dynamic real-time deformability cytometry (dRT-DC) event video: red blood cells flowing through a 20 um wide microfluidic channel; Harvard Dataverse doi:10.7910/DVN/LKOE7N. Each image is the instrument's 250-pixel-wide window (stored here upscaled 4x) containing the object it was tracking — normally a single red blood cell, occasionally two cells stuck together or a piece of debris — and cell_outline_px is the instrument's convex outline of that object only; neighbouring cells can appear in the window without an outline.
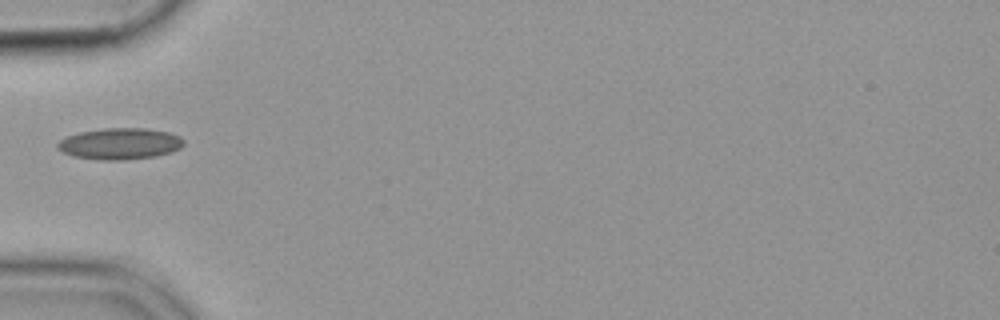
{"species": "common noctule bat (a hibernating species)", "species_latin": "Nyctalus noctula", "temperature_condition": "cold", "stored_images_in_passage": 37, "camera_frame_rate_fps": 3000, "um_per_image_px": 0.085, "animal": {"sex": "female", "body_mass_g": 19.9}, "frame": {"image": 1, "passage_image": 1, "time_ms": 0.0, "image_size_px": [1000, 320], "cell_outline_px": [[184, 144], [180, 148], [172, 152], [156, 156], [124, 160], [100, 160], [72, 156], [56, 148], [56, 144], [60, 140], [68, 136], [80, 132], [104, 128], [148, 128], [168, 132], [180, 136], [184, 140]], "centroid_in_image_um": [10.21, 12.22], "position_along_channel_um": 74.8, "area_um2": 23.18}}
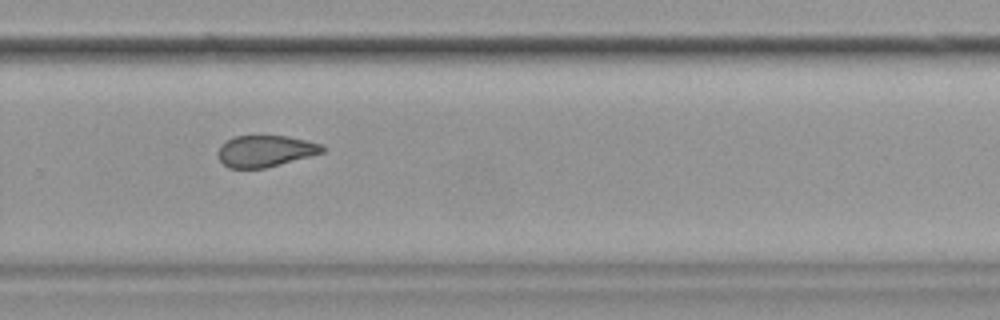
{"frame": {"image": 2, "passage_image": 20, "time_ms": 6.333, "image_size_px": [1000, 320], "cell_outline_px": [[324, 152], [280, 164], [264, 168], [228, 168], [220, 160], [216, 152], [220, 144], [236, 136], [288, 136], [324, 144]], "centroid_in_image_um": [22.54, 12.83], "position_along_channel_um": 307.3, "area_um2": 19.13}}
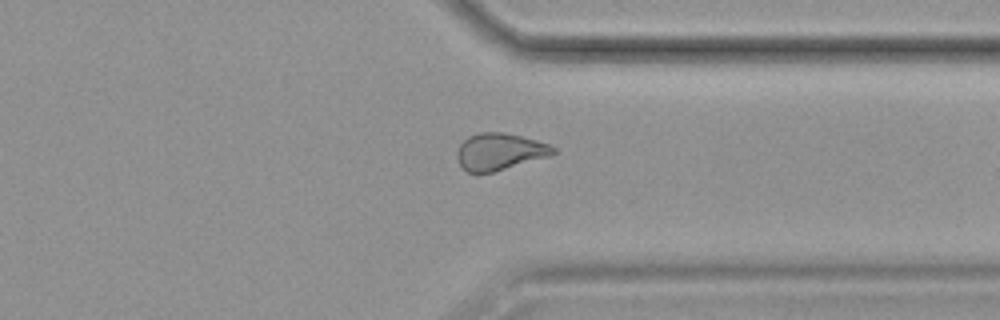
{"frame": {"image": 3, "passage_image": 25, "time_ms": 8.0, "image_size_px": [1000, 320], "cell_outline_px": [[556, 152], [548, 156], [492, 172], [468, 172], [460, 164], [456, 156], [456, 152], [460, 144], [468, 136], [480, 132], [504, 132], [536, 140], [548, 144], [556, 148]], "centroid_in_image_um": [42.44, 12.87], "position_along_channel_um": 369.0, "area_um2": 20.35}}